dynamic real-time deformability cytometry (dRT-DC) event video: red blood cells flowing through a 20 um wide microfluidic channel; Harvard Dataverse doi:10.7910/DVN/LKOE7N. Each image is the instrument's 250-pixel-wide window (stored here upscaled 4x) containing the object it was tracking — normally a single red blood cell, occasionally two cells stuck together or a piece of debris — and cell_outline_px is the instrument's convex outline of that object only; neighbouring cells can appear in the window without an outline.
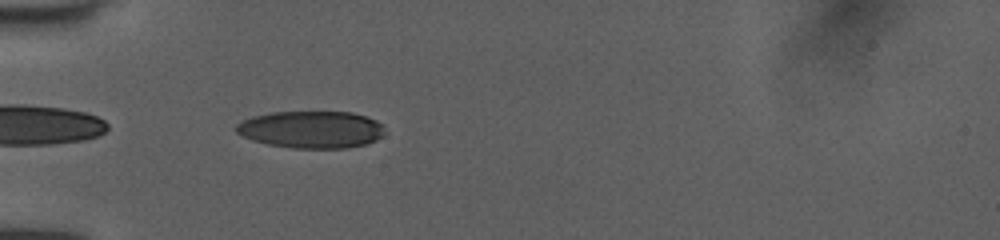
{"species": "human", "species_latin": "Homo sapiens", "temperature_condition": "room temperature", "stored_images_in_passage": 34, "camera_frame_rate_fps": 3000, "um_per_image_px": 0.085, "donor": {"sex": "female"}, "frame": {"image": 1, "passage_image": 1, "time_ms": 0.0, "image_size_px": [1000, 240], "cell_outline_px": [[384, 136], [376, 140], [364, 144], [348, 148], [292, 148], [268, 144], [252, 140], [236, 132], [232, 128], [236, 124], [252, 116], [272, 112], [352, 112], [376, 120], [384, 124]], "centroid_in_image_um": [26.47, 11.01], "position_along_channel_um": 58.5, "area_um2": 32.37}}
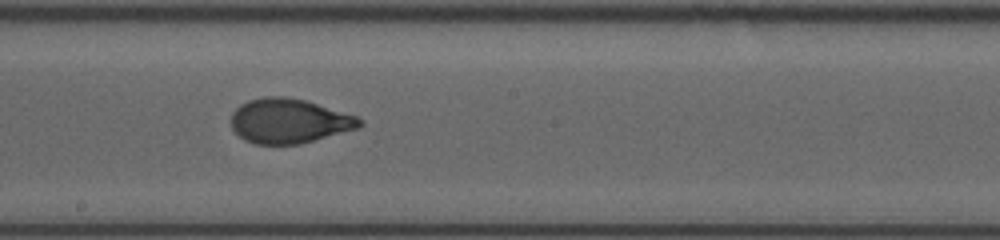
{"frame": {"image": 2, "passage_image": 14, "time_ms": 4.333, "image_size_px": [1000, 240], "cell_outline_px": [[364, 124], [360, 128], [300, 144], [256, 144], [244, 140], [232, 128], [232, 112], [240, 104], [248, 100], [264, 96], [284, 96], [304, 100], [356, 116], [364, 120]], "centroid_in_image_um": [24.58, 10.28], "position_along_channel_um": 223.6, "area_um2": 33.41}}
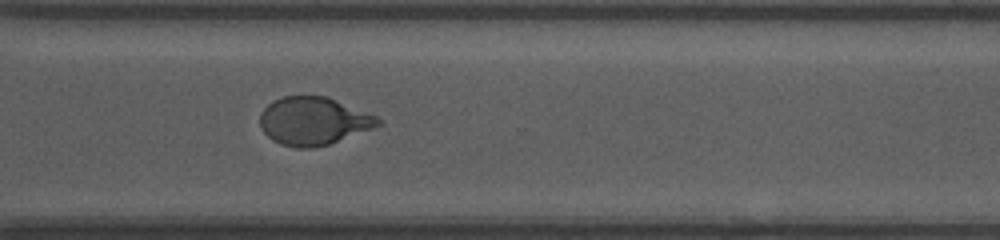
{"frame": {"image": 3, "passage_image": 23, "time_ms": 7.333, "image_size_px": [1000, 240], "cell_outline_px": [[384, 124], [328, 144], [312, 148], [296, 148], [280, 144], [272, 140], [260, 128], [260, 112], [272, 100], [284, 96], [328, 96], [376, 116]], "centroid_in_image_um": [26.62, 10.28], "position_along_channel_um": 344.0, "area_um2": 33.0}, "authors_computed_cell_mechanics": {"area_um2": 33.524, "velocity_mm_per_s": 4.0217, "shape_relaxation_time_tau1_ms": 5.9152, "shape_relaxation_time_tau2_ms": null, "deformation_change_tau1": 0.2319, "deformation_change_tau2": null}}